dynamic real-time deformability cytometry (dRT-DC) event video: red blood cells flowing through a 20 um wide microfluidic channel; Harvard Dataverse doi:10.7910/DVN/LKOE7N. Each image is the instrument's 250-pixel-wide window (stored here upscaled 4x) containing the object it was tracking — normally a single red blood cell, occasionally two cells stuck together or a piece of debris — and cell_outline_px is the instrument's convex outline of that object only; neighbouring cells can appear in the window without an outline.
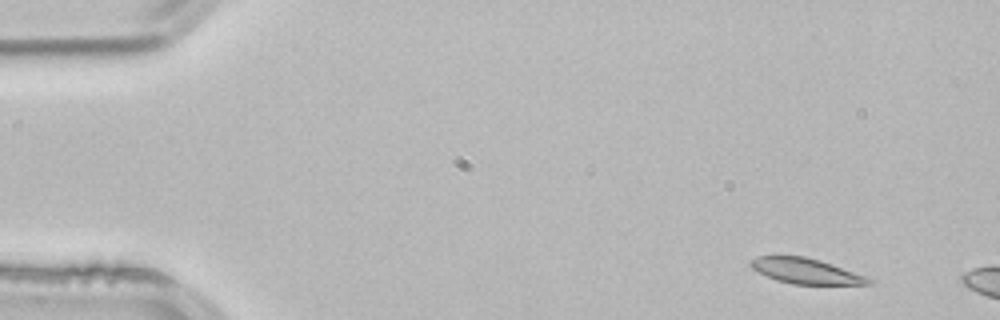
{"species": "common noctule bat (a hibernating species)", "species_latin": "Nyctalus noctula", "temperature_condition": "room temperature", "stored_images_in_passage": 2, "camera_frame_rate_fps": 3000, "um_per_image_px": 0.085, "animal": {"sex": "male", "body_mass_g": 21.5, "forearm_length_mm": 52.0}, "frame": {"image": 1, "passage_image": 1, "time_ms": 0.0, "image_size_px": [1000, 320], "cell_outline_px": [[876, 280], [872, 284], [792, 284], [776, 280], [752, 268], [748, 264], [752, 260], [760, 256], [804, 256], [820, 260], [872, 276]], "centroid_in_image_um": [68.64, 23.04], "position_along_channel_um": 16.4, "area_um2": 17.69}}